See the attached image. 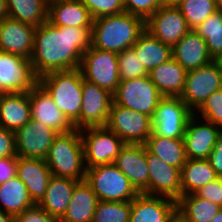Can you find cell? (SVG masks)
Listing matches in <instances>:
<instances>
[{"label":"cell","mask_w":222,"mask_h":222,"mask_svg":"<svg viewBox=\"0 0 222 222\" xmlns=\"http://www.w3.org/2000/svg\"><path fill=\"white\" fill-rule=\"evenodd\" d=\"M118 71L120 81L149 75L133 47L118 53Z\"/></svg>","instance_id":"38"},{"label":"cell","mask_w":222,"mask_h":222,"mask_svg":"<svg viewBox=\"0 0 222 222\" xmlns=\"http://www.w3.org/2000/svg\"><path fill=\"white\" fill-rule=\"evenodd\" d=\"M163 96L151 81L149 75L121 80L113 94V102L133 111L144 113L151 118Z\"/></svg>","instance_id":"7"},{"label":"cell","mask_w":222,"mask_h":222,"mask_svg":"<svg viewBox=\"0 0 222 222\" xmlns=\"http://www.w3.org/2000/svg\"><path fill=\"white\" fill-rule=\"evenodd\" d=\"M53 129L32 119L15 132L17 157L45 160L53 139Z\"/></svg>","instance_id":"16"},{"label":"cell","mask_w":222,"mask_h":222,"mask_svg":"<svg viewBox=\"0 0 222 222\" xmlns=\"http://www.w3.org/2000/svg\"><path fill=\"white\" fill-rule=\"evenodd\" d=\"M194 31L206 41L208 51L215 60L222 52V10L215 11Z\"/></svg>","instance_id":"35"},{"label":"cell","mask_w":222,"mask_h":222,"mask_svg":"<svg viewBox=\"0 0 222 222\" xmlns=\"http://www.w3.org/2000/svg\"><path fill=\"white\" fill-rule=\"evenodd\" d=\"M77 182L72 178L52 175L43 198L37 204L50 215L61 219L66 213Z\"/></svg>","instance_id":"27"},{"label":"cell","mask_w":222,"mask_h":222,"mask_svg":"<svg viewBox=\"0 0 222 222\" xmlns=\"http://www.w3.org/2000/svg\"><path fill=\"white\" fill-rule=\"evenodd\" d=\"M114 164L138 193H142L148 187L149 171L144 144L125 143Z\"/></svg>","instance_id":"20"},{"label":"cell","mask_w":222,"mask_h":222,"mask_svg":"<svg viewBox=\"0 0 222 222\" xmlns=\"http://www.w3.org/2000/svg\"><path fill=\"white\" fill-rule=\"evenodd\" d=\"M85 180L99 201H132L139 194L114 163L86 168Z\"/></svg>","instance_id":"5"},{"label":"cell","mask_w":222,"mask_h":222,"mask_svg":"<svg viewBox=\"0 0 222 222\" xmlns=\"http://www.w3.org/2000/svg\"><path fill=\"white\" fill-rule=\"evenodd\" d=\"M0 222H15V216L0 209Z\"/></svg>","instance_id":"48"},{"label":"cell","mask_w":222,"mask_h":222,"mask_svg":"<svg viewBox=\"0 0 222 222\" xmlns=\"http://www.w3.org/2000/svg\"><path fill=\"white\" fill-rule=\"evenodd\" d=\"M17 161L18 157L0 158V184L16 176Z\"/></svg>","instance_id":"45"},{"label":"cell","mask_w":222,"mask_h":222,"mask_svg":"<svg viewBox=\"0 0 222 222\" xmlns=\"http://www.w3.org/2000/svg\"><path fill=\"white\" fill-rule=\"evenodd\" d=\"M222 207L195 194L177 200V212L187 222H210Z\"/></svg>","instance_id":"34"},{"label":"cell","mask_w":222,"mask_h":222,"mask_svg":"<svg viewBox=\"0 0 222 222\" xmlns=\"http://www.w3.org/2000/svg\"><path fill=\"white\" fill-rule=\"evenodd\" d=\"M145 29L162 43L174 45L191 29L177 6H162L145 21Z\"/></svg>","instance_id":"15"},{"label":"cell","mask_w":222,"mask_h":222,"mask_svg":"<svg viewBox=\"0 0 222 222\" xmlns=\"http://www.w3.org/2000/svg\"><path fill=\"white\" fill-rule=\"evenodd\" d=\"M98 202L91 185L86 180L78 181L60 222H92Z\"/></svg>","instance_id":"26"},{"label":"cell","mask_w":222,"mask_h":222,"mask_svg":"<svg viewBox=\"0 0 222 222\" xmlns=\"http://www.w3.org/2000/svg\"><path fill=\"white\" fill-rule=\"evenodd\" d=\"M193 114L180 97L163 96L152 117V133L165 138L183 139Z\"/></svg>","instance_id":"8"},{"label":"cell","mask_w":222,"mask_h":222,"mask_svg":"<svg viewBox=\"0 0 222 222\" xmlns=\"http://www.w3.org/2000/svg\"><path fill=\"white\" fill-rule=\"evenodd\" d=\"M219 9L222 10V0H215Z\"/></svg>","instance_id":"53"},{"label":"cell","mask_w":222,"mask_h":222,"mask_svg":"<svg viewBox=\"0 0 222 222\" xmlns=\"http://www.w3.org/2000/svg\"><path fill=\"white\" fill-rule=\"evenodd\" d=\"M169 222H187L178 212Z\"/></svg>","instance_id":"50"},{"label":"cell","mask_w":222,"mask_h":222,"mask_svg":"<svg viewBox=\"0 0 222 222\" xmlns=\"http://www.w3.org/2000/svg\"><path fill=\"white\" fill-rule=\"evenodd\" d=\"M176 213V200L139 193L131 201L130 222H169Z\"/></svg>","instance_id":"19"},{"label":"cell","mask_w":222,"mask_h":222,"mask_svg":"<svg viewBox=\"0 0 222 222\" xmlns=\"http://www.w3.org/2000/svg\"><path fill=\"white\" fill-rule=\"evenodd\" d=\"M194 114L190 117L183 137L187 159H208L214 145L222 132V128L205 120L198 123ZM198 123V125H197Z\"/></svg>","instance_id":"18"},{"label":"cell","mask_w":222,"mask_h":222,"mask_svg":"<svg viewBox=\"0 0 222 222\" xmlns=\"http://www.w3.org/2000/svg\"><path fill=\"white\" fill-rule=\"evenodd\" d=\"M131 201H99L92 222H130Z\"/></svg>","instance_id":"37"},{"label":"cell","mask_w":222,"mask_h":222,"mask_svg":"<svg viewBox=\"0 0 222 222\" xmlns=\"http://www.w3.org/2000/svg\"><path fill=\"white\" fill-rule=\"evenodd\" d=\"M106 127L124 143L145 144L152 134V118L112 102Z\"/></svg>","instance_id":"10"},{"label":"cell","mask_w":222,"mask_h":222,"mask_svg":"<svg viewBox=\"0 0 222 222\" xmlns=\"http://www.w3.org/2000/svg\"><path fill=\"white\" fill-rule=\"evenodd\" d=\"M82 83L83 74L80 68L54 71L38 78V84L77 130L82 105Z\"/></svg>","instance_id":"3"},{"label":"cell","mask_w":222,"mask_h":222,"mask_svg":"<svg viewBox=\"0 0 222 222\" xmlns=\"http://www.w3.org/2000/svg\"><path fill=\"white\" fill-rule=\"evenodd\" d=\"M31 119L45 124L58 134L75 130L74 125L58 108L48 93L37 84L29 92Z\"/></svg>","instance_id":"17"},{"label":"cell","mask_w":222,"mask_h":222,"mask_svg":"<svg viewBox=\"0 0 222 222\" xmlns=\"http://www.w3.org/2000/svg\"><path fill=\"white\" fill-rule=\"evenodd\" d=\"M162 6L161 0H124L125 12L139 16L145 21Z\"/></svg>","instance_id":"41"},{"label":"cell","mask_w":222,"mask_h":222,"mask_svg":"<svg viewBox=\"0 0 222 222\" xmlns=\"http://www.w3.org/2000/svg\"><path fill=\"white\" fill-rule=\"evenodd\" d=\"M93 19L125 12L124 0H80Z\"/></svg>","instance_id":"40"},{"label":"cell","mask_w":222,"mask_h":222,"mask_svg":"<svg viewBox=\"0 0 222 222\" xmlns=\"http://www.w3.org/2000/svg\"><path fill=\"white\" fill-rule=\"evenodd\" d=\"M218 177H222V132L207 159Z\"/></svg>","instance_id":"46"},{"label":"cell","mask_w":222,"mask_h":222,"mask_svg":"<svg viewBox=\"0 0 222 222\" xmlns=\"http://www.w3.org/2000/svg\"><path fill=\"white\" fill-rule=\"evenodd\" d=\"M80 70L85 80L95 83L111 94L116 92L120 82L118 53L91 46L83 53Z\"/></svg>","instance_id":"9"},{"label":"cell","mask_w":222,"mask_h":222,"mask_svg":"<svg viewBox=\"0 0 222 222\" xmlns=\"http://www.w3.org/2000/svg\"><path fill=\"white\" fill-rule=\"evenodd\" d=\"M145 30V20L127 12L99 17L93 20L91 46L120 53L131 48Z\"/></svg>","instance_id":"2"},{"label":"cell","mask_w":222,"mask_h":222,"mask_svg":"<svg viewBox=\"0 0 222 222\" xmlns=\"http://www.w3.org/2000/svg\"><path fill=\"white\" fill-rule=\"evenodd\" d=\"M177 7L191 30L197 28L219 9L215 0H183Z\"/></svg>","instance_id":"36"},{"label":"cell","mask_w":222,"mask_h":222,"mask_svg":"<svg viewBox=\"0 0 222 222\" xmlns=\"http://www.w3.org/2000/svg\"><path fill=\"white\" fill-rule=\"evenodd\" d=\"M196 111L204 120L222 128V88L213 92Z\"/></svg>","instance_id":"39"},{"label":"cell","mask_w":222,"mask_h":222,"mask_svg":"<svg viewBox=\"0 0 222 222\" xmlns=\"http://www.w3.org/2000/svg\"><path fill=\"white\" fill-rule=\"evenodd\" d=\"M0 203L3 206H0V209L13 216L35 204L28 194L27 187L17 176L0 184Z\"/></svg>","instance_id":"33"},{"label":"cell","mask_w":222,"mask_h":222,"mask_svg":"<svg viewBox=\"0 0 222 222\" xmlns=\"http://www.w3.org/2000/svg\"><path fill=\"white\" fill-rule=\"evenodd\" d=\"M82 94L79 130L87 127L106 126L113 94L84 78Z\"/></svg>","instance_id":"13"},{"label":"cell","mask_w":222,"mask_h":222,"mask_svg":"<svg viewBox=\"0 0 222 222\" xmlns=\"http://www.w3.org/2000/svg\"><path fill=\"white\" fill-rule=\"evenodd\" d=\"M92 28L57 27L46 20L36 27L30 58L35 75L77 69L83 53L91 47Z\"/></svg>","instance_id":"1"},{"label":"cell","mask_w":222,"mask_h":222,"mask_svg":"<svg viewBox=\"0 0 222 222\" xmlns=\"http://www.w3.org/2000/svg\"><path fill=\"white\" fill-rule=\"evenodd\" d=\"M210 222H222V208L217 212Z\"/></svg>","instance_id":"51"},{"label":"cell","mask_w":222,"mask_h":222,"mask_svg":"<svg viewBox=\"0 0 222 222\" xmlns=\"http://www.w3.org/2000/svg\"><path fill=\"white\" fill-rule=\"evenodd\" d=\"M172 54L187 72L214 61L206 41L194 30H190L174 45Z\"/></svg>","instance_id":"22"},{"label":"cell","mask_w":222,"mask_h":222,"mask_svg":"<svg viewBox=\"0 0 222 222\" xmlns=\"http://www.w3.org/2000/svg\"><path fill=\"white\" fill-rule=\"evenodd\" d=\"M149 179L142 192L147 195L165 196L174 200L181 197V170L165 163L146 148Z\"/></svg>","instance_id":"14"},{"label":"cell","mask_w":222,"mask_h":222,"mask_svg":"<svg viewBox=\"0 0 222 222\" xmlns=\"http://www.w3.org/2000/svg\"><path fill=\"white\" fill-rule=\"evenodd\" d=\"M222 88V66L215 60L188 71L181 100L194 112L216 90Z\"/></svg>","instance_id":"11"},{"label":"cell","mask_w":222,"mask_h":222,"mask_svg":"<svg viewBox=\"0 0 222 222\" xmlns=\"http://www.w3.org/2000/svg\"><path fill=\"white\" fill-rule=\"evenodd\" d=\"M17 157L15 132L0 128V158Z\"/></svg>","instance_id":"44"},{"label":"cell","mask_w":222,"mask_h":222,"mask_svg":"<svg viewBox=\"0 0 222 222\" xmlns=\"http://www.w3.org/2000/svg\"><path fill=\"white\" fill-rule=\"evenodd\" d=\"M132 47L148 72L173 57L172 47L153 37L147 30Z\"/></svg>","instance_id":"30"},{"label":"cell","mask_w":222,"mask_h":222,"mask_svg":"<svg viewBox=\"0 0 222 222\" xmlns=\"http://www.w3.org/2000/svg\"><path fill=\"white\" fill-rule=\"evenodd\" d=\"M45 162L54 176L85 180L84 147L80 131L75 129L58 134L53 139Z\"/></svg>","instance_id":"4"},{"label":"cell","mask_w":222,"mask_h":222,"mask_svg":"<svg viewBox=\"0 0 222 222\" xmlns=\"http://www.w3.org/2000/svg\"><path fill=\"white\" fill-rule=\"evenodd\" d=\"M194 194L222 207V177H218L214 181L207 183Z\"/></svg>","instance_id":"43"},{"label":"cell","mask_w":222,"mask_h":222,"mask_svg":"<svg viewBox=\"0 0 222 222\" xmlns=\"http://www.w3.org/2000/svg\"><path fill=\"white\" fill-rule=\"evenodd\" d=\"M218 176L207 159H187L181 169V196L194 194Z\"/></svg>","instance_id":"29"},{"label":"cell","mask_w":222,"mask_h":222,"mask_svg":"<svg viewBox=\"0 0 222 222\" xmlns=\"http://www.w3.org/2000/svg\"><path fill=\"white\" fill-rule=\"evenodd\" d=\"M37 84L29 59L0 51V94L29 92Z\"/></svg>","instance_id":"12"},{"label":"cell","mask_w":222,"mask_h":222,"mask_svg":"<svg viewBox=\"0 0 222 222\" xmlns=\"http://www.w3.org/2000/svg\"><path fill=\"white\" fill-rule=\"evenodd\" d=\"M144 145L151 154L180 170L186 163L187 157L183 139L165 138L152 133Z\"/></svg>","instance_id":"31"},{"label":"cell","mask_w":222,"mask_h":222,"mask_svg":"<svg viewBox=\"0 0 222 222\" xmlns=\"http://www.w3.org/2000/svg\"><path fill=\"white\" fill-rule=\"evenodd\" d=\"M216 62H218L222 66V52L220 55L215 59Z\"/></svg>","instance_id":"52"},{"label":"cell","mask_w":222,"mask_h":222,"mask_svg":"<svg viewBox=\"0 0 222 222\" xmlns=\"http://www.w3.org/2000/svg\"><path fill=\"white\" fill-rule=\"evenodd\" d=\"M29 93L0 94V128L16 132L31 120Z\"/></svg>","instance_id":"25"},{"label":"cell","mask_w":222,"mask_h":222,"mask_svg":"<svg viewBox=\"0 0 222 222\" xmlns=\"http://www.w3.org/2000/svg\"><path fill=\"white\" fill-rule=\"evenodd\" d=\"M36 27L11 19L0 21V51L23 56L30 60Z\"/></svg>","instance_id":"21"},{"label":"cell","mask_w":222,"mask_h":222,"mask_svg":"<svg viewBox=\"0 0 222 222\" xmlns=\"http://www.w3.org/2000/svg\"><path fill=\"white\" fill-rule=\"evenodd\" d=\"M80 131L86 168L114 163L125 143L106 126L87 127Z\"/></svg>","instance_id":"6"},{"label":"cell","mask_w":222,"mask_h":222,"mask_svg":"<svg viewBox=\"0 0 222 222\" xmlns=\"http://www.w3.org/2000/svg\"><path fill=\"white\" fill-rule=\"evenodd\" d=\"M8 17L7 0H0V21Z\"/></svg>","instance_id":"47"},{"label":"cell","mask_w":222,"mask_h":222,"mask_svg":"<svg viewBox=\"0 0 222 222\" xmlns=\"http://www.w3.org/2000/svg\"><path fill=\"white\" fill-rule=\"evenodd\" d=\"M16 176L27 187L35 204L44 196L52 173L43 159L18 157Z\"/></svg>","instance_id":"24"},{"label":"cell","mask_w":222,"mask_h":222,"mask_svg":"<svg viewBox=\"0 0 222 222\" xmlns=\"http://www.w3.org/2000/svg\"><path fill=\"white\" fill-rule=\"evenodd\" d=\"M187 71L172 57L149 72V77L162 96L180 97Z\"/></svg>","instance_id":"28"},{"label":"cell","mask_w":222,"mask_h":222,"mask_svg":"<svg viewBox=\"0 0 222 222\" xmlns=\"http://www.w3.org/2000/svg\"><path fill=\"white\" fill-rule=\"evenodd\" d=\"M15 222H60V219L50 215L38 204H34L17 214Z\"/></svg>","instance_id":"42"},{"label":"cell","mask_w":222,"mask_h":222,"mask_svg":"<svg viewBox=\"0 0 222 222\" xmlns=\"http://www.w3.org/2000/svg\"><path fill=\"white\" fill-rule=\"evenodd\" d=\"M163 6H178L183 0H161Z\"/></svg>","instance_id":"49"},{"label":"cell","mask_w":222,"mask_h":222,"mask_svg":"<svg viewBox=\"0 0 222 222\" xmlns=\"http://www.w3.org/2000/svg\"><path fill=\"white\" fill-rule=\"evenodd\" d=\"M93 20L80 0L48 1V21L57 27L92 28Z\"/></svg>","instance_id":"23"},{"label":"cell","mask_w":222,"mask_h":222,"mask_svg":"<svg viewBox=\"0 0 222 222\" xmlns=\"http://www.w3.org/2000/svg\"><path fill=\"white\" fill-rule=\"evenodd\" d=\"M49 0H7L8 17L39 27L48 20Z\"/></svg>","instance_id":"32"}]
</instances>
